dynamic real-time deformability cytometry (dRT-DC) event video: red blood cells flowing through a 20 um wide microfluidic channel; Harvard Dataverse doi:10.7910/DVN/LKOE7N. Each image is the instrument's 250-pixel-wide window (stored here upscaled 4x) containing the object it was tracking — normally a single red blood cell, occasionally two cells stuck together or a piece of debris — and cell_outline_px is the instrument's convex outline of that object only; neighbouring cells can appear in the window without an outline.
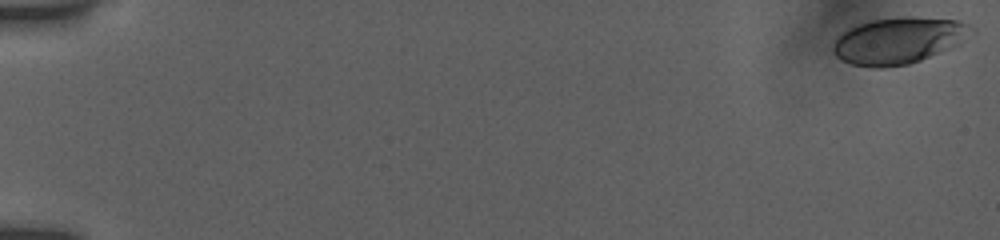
{"species": "human", "species_latin": "Homo sapiens", "temperature_condition": "room temperature", "stored_images_in_passage": 54, "camera_frame_rate_fps": 3000, "um_per_image_px": 0.085, "donor": {"sex": "female"}, "frame": {"image": 1, "passage_image": 1, "time_ms": 0.0, "image_size_px": [1000, 240], "cell_outline_px": [[976, 32], [960, 44], [920, 60], [908, 64], [880, 68], [872, 68], [852, 64], [840, 60], [832, 52], [832, 44], [848, 28], [856, 24], [872, 20], [904, 16], [912, 16], [956, 20], [968, 24], [976, 28]], "centroid_in_image_um": [76.41, 3.44], "position_along_channel_um": 8.6, "area_um2": 37.8}}
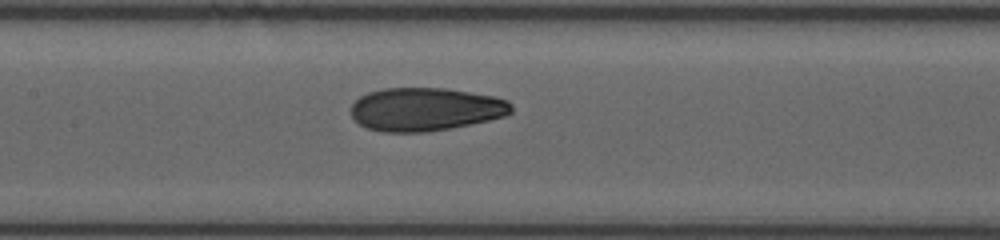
{"frame": {"image": 2, "passage_image": 28, "time_ms": 9.0, "image_size_px": [1000, 240], "cell_outline_px": [[512, 112], [504, 116], [488, 120], [428, 132], [384, 132], [368, 128], [360, 124], [352, 116], [352, 104], [360, 96], [368, 92], [384, 88], [444, 88], [492, 96], [508, 100], [512, 104]], "centroid_in_image_um": [36.15, 9.28], "position_along_channel_um": 171.2, "area_um2": 40.11}}
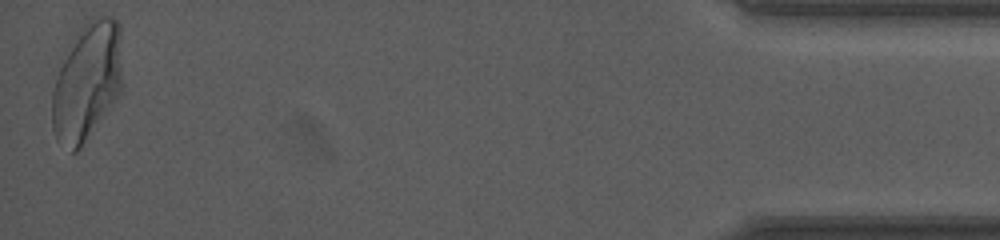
{"frame": {"image": 3, "passage_image": 54, "time_ms": 17.667, "image_size_px": [1000, 240], "cell_outline_px": [[124, 88], [80, 148], [76, 152], [72, 152], [56, 140], [52, 128], [52, 92], [60, 56], [72, 36], [92, 16], [100, 12], [112, 16], [116, 20], [120, 28]], "centroid_in_image_um": [7.4, 6.84], "position_along_channel_um": 427.8, "area_um2": 50.05}, "authors_computed_cell_mechanics": {"area_um2": 39.9976, "velocity_mm_per_s": 3.88, "shape_relaxation_time_tau1_ms": 5.7736, "shape_relaxation_time_tau2_ms": 1.2379, "deformation_change_tau1": 0.175, "deformation_change_tau2": 0.0648}}